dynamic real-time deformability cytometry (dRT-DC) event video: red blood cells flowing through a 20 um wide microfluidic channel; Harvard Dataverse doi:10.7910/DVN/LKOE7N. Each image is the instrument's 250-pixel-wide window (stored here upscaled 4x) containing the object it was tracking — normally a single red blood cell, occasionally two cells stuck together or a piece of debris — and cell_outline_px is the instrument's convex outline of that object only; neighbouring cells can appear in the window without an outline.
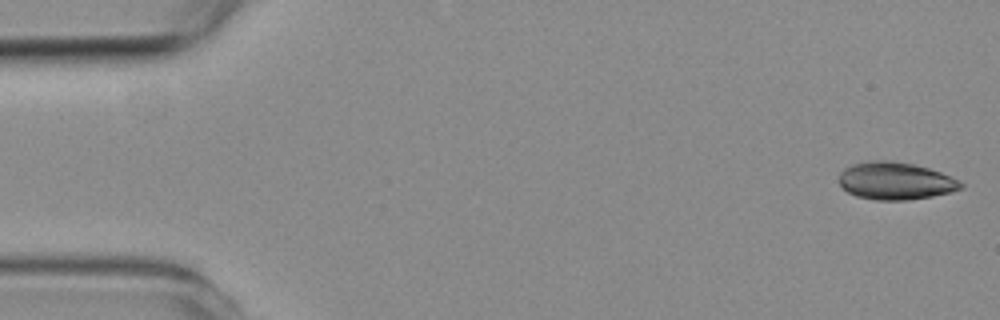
{"species": "common noctule bat (a hibernating species)", "species_latin": "Nyctalus noctula", "temperature_condition": "room temperature", "stored_images_in_passage": 6, "camera_frame_rate_fps": 3000, "um_per_image_px": 0.085, "animal": {"sex": "female", "body_mass_g": 19.3, "forearm_length_mm": 54.1}, "frame": {"image": 1, "passage_image": 1, "time_ms": 0.0, "image_size_px": [1000, 320], "cell_outline_px": [[964, 188], [952, 192], [932, 196], [908, 200], [876, 200], [856, 196], [848, 192], [840, 184], [840, 172], [844, 168], [852, 164], [868, 160], [892, 160], [912, 164], [928, 168], [940, 172], [960, 180], [964, 184]], "centroid_in_image_um": [76.13, 15.37], "position_along_channel_um": 8.9, "area_um2": 26.76}}
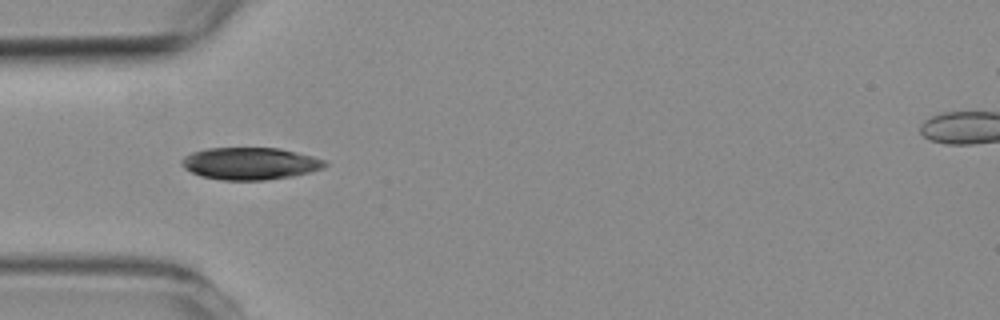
{"frame": {"image": 2, "passage_image": 5, "time_ms": 4.667, "image_size_px": [1000, 320], "cell_outline_px": [[328, 164], [324, 168], [292, 176], [264, 180], [220, 180], [200, 176], [184, 168], [180, 164], [180, 160], [184, 156], [192, 152], [208, 148], [280, 148], [312, 156], [324, 160]], "centroid_in_image_um": [21.22, 13.9], "position_along_channel_um": 63.8, "area_um2": 26.88}}
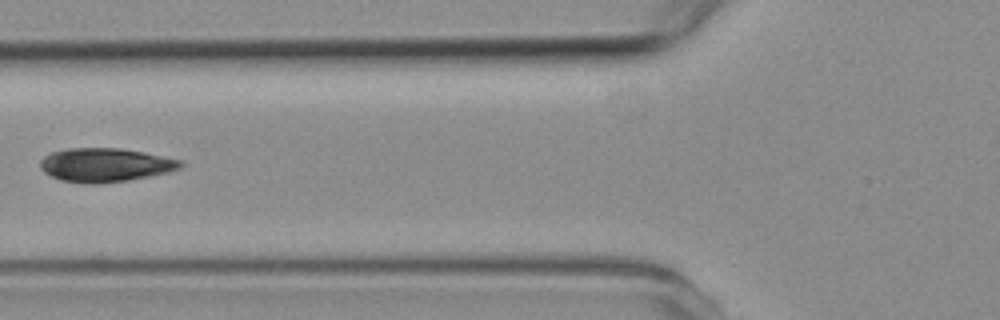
{"frame": {"image": 3, "passage_image": 6, "time_ms": 6.0, "image_size_px": [1000, 320], "cell_outline_px": [[184, 164], [180, 168], [168, 172], [128, 180], [92, 184], [60, 180], [44, 172], [40, 168], [40, 160], [44, 156], [52, 152], [68, 148], [120, 148], [144, 152], [184, 160]], "centroid_in_image_um": [8.96, 14.01], "position_along_channel_um": 116.8, "area_um2": 27.57}}